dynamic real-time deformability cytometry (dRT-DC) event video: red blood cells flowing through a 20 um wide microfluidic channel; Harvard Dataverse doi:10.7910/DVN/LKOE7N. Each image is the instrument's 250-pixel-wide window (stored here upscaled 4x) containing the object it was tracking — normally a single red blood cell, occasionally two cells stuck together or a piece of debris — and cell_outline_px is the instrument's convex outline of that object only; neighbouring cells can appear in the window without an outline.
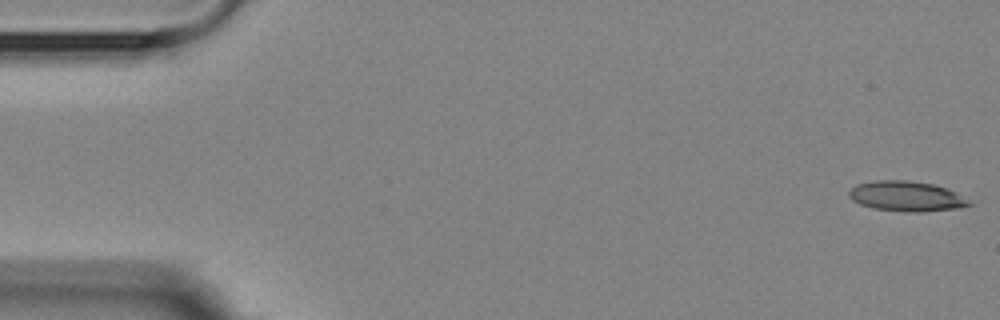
{"species": "Egyptian fruit bat (a non-hibernating species)", "species_latin": "Rousettus aegyptiacus", "temperature_condition": "room temperature", "stored_images_in_passage": 5, "camera_frame_rate_fps": 3000, "um_per_image_px": 0.085, "animal": {"sex": "female"}, "frame": {"image": 1, "passage_image": 1, "time_ms": 0.0, "image_size_px": [1000, 320], "cell_outline_px": [[972, 204], [956, 208], [920, 212], [904, 212], [872, 208], [860, 204], [852, 200], [848, 196], [848, 192], [856, 184], [876, 180], [908, 180], [932, 184], [944, 188], [968, 200]], "centroid_in_image_um": [76.95, 16.68], "position_along_channel_um": 8.0, "area_um2": 20.81}}
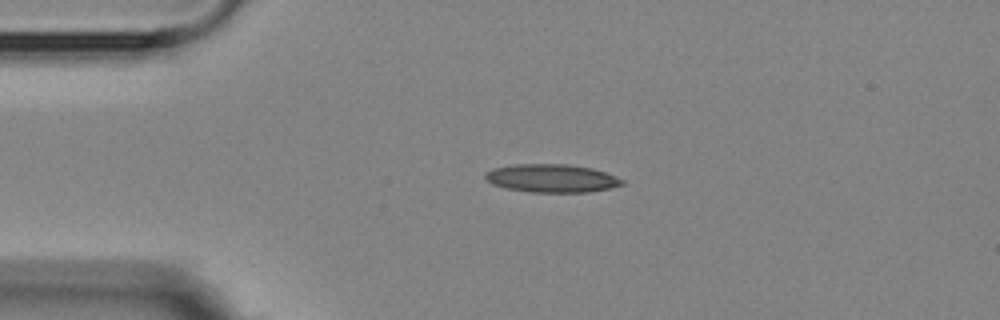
{"frame": {"image": 2, "passage_image": 4, "time_ms": 3.667, "image_size_px": [1000, 320], "cell_outline_px": [[624, 184], [612, 188], [588, 192], [528, 192], [504, 188], [492, 184], [484, 176], [484, 172], [492, 168], [512, 164], [568, 164], [592, 168], [616, 176], [624, 180]], "centroid_in_image_um": [46.87, 15.15], "position_along_channel_um": 38.1, "area_um2": 22.72}}